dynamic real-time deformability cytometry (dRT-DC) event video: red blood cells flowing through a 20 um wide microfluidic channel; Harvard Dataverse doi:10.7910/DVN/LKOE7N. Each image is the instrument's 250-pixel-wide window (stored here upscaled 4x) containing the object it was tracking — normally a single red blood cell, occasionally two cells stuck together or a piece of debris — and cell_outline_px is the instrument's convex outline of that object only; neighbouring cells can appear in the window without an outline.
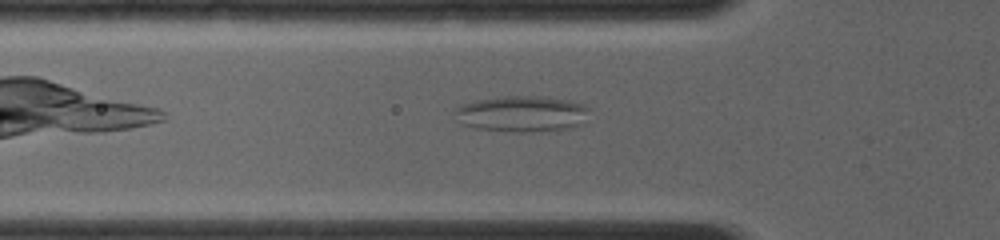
{"species": "common noctule bat (a hibernating species)", "species_latin": "Nyctalus noctula", "temperature_condition": "room temperature", "stored_images_in_passage": 36, "camera_frame_rate_fps": 4000, "um_per_image_px": 0.085, "animal": {"sex": "female", "body_mass_g": 19.0, "forearm_length_mm": 56.7}, "frame": {"image": 1, "passage_image": 5, "time_ms": 1.5, "image_size_px": [1000, 240], "cell_outline_px": [[588, 108], [584, 124], [568, 128], [548, 132], [512, 132], [476, 128], [464, 124], [456, 112], [456, 108], [464, 104], [476, 100], [504, 96], [540, 96], [568, 100], [584, 104]], "centroid_in_image_um": [44.44, 9.68], "position_along_channel_um": 81.4, "area_um2": 28.15}}
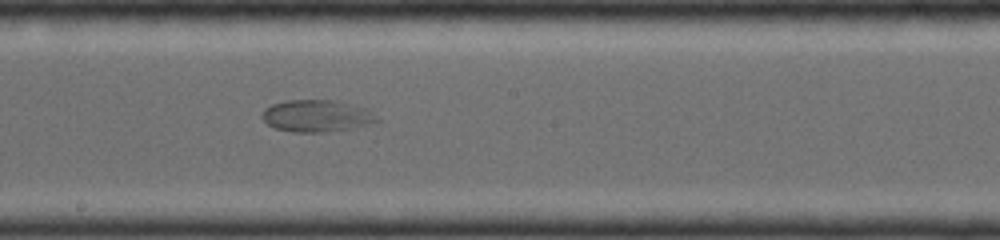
{"frame": {"image": 2, "passage_image": 13, "time_ms": 4.75, "image_size_px": [1000, 240], "cell_outline_px": [[380, 120], [352, 128], [320, 132], [292, 132], [276, 128], [268, 124], [260, 116], [264, 108], [272, 104], [284, 100], [332, 100], [368, 108]], "centroid_in_image_um": [26.88, 9.84], "position_along_channel_um": 221.3, "area_um2": 21.27}}
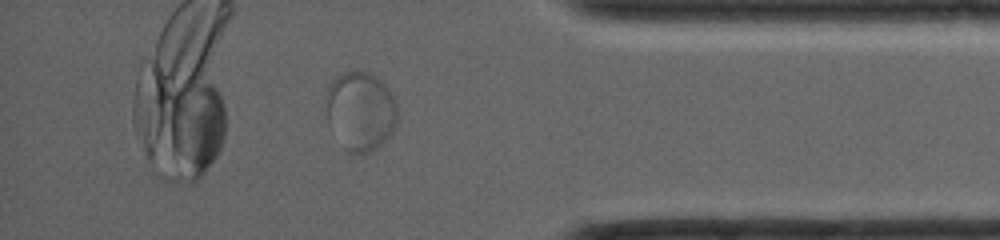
{"frame": {"image": 3, "passage_image": 32, "time_ms": 9.25, "image_size_px": [1000, 240], "cell_outline_px": [[396, 120], [392, 132], [376, 148], [368, 152], [348, 152], [328, 124], [324, 100], [324, 96], [328, 84], [340, 72], [356, 68], [368, 72], [376, 76], [388, 88], [396, 104]], "centroid_in_image_um": [30.58, 9.35], "position_along_channel_um": 404.6, "area_um2": 33.18}}